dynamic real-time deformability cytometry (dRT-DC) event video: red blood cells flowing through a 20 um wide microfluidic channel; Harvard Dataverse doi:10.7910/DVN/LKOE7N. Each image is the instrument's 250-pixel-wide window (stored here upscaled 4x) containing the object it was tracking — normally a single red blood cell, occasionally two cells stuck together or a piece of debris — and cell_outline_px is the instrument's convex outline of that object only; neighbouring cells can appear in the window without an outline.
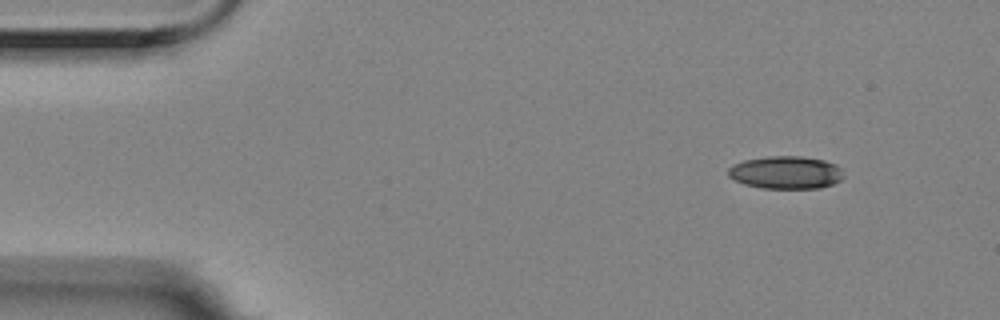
{"species": "Egyptian fruit bat (a non-hibernating species)", "species_latin": "Rousettus aegyptiacus", "temperature_condition": "room temperature", "stored_images_in_passage": 5, "camera_frame_rate_fps": 3000, "um_per_image_px": 0.085, "animal": {"sex": "female"}, "frame": {"image": 1, "passage_image": 1, "time_ms": 0.0, "image_size_px": [1000, 320], "cell_outline_px": [[844, 176], [840, 180], [832, 184], [820, 188], [760, 188], [744, 184], [728, 176], [728, 168], [732, 164], [744, 160], [768, 156], [800, 156], [824, 160], [836, 164], [840, 168]], "centroid_in_image_um": [66.79, 14.66], "position_along_channel_um": 18.2, "area_um2": 22.08}}
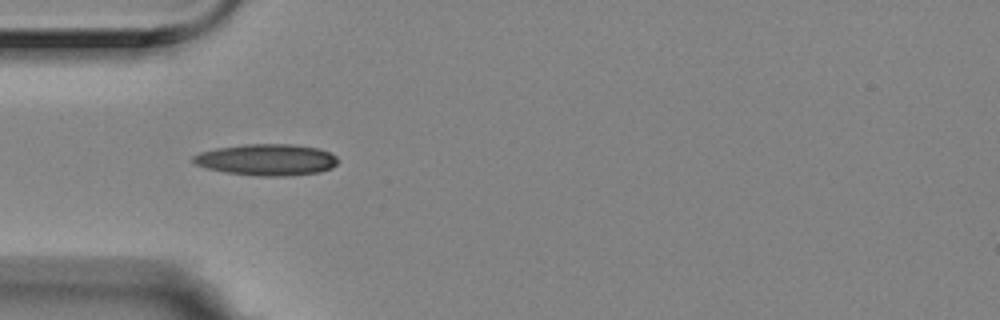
{"frame": {"image": 2, "passage_image": 4, "time_ms": 1.0, "image_size_px": [1000, 320], "cell_outline_px": [[340, 160], [332, 168], [320, 172], [284, 176], [260, 176], [228, 172], [208, 168], [196, 164], [192, 160], [192, 156], [200, 152], [216, 148], [244, 144], [292, 144], [320, 148], [336, 156]], "centroid_in_image_um": [22.71, 13.57], "position_along_channel_um": 62.3, "area_um2": 26.47}}
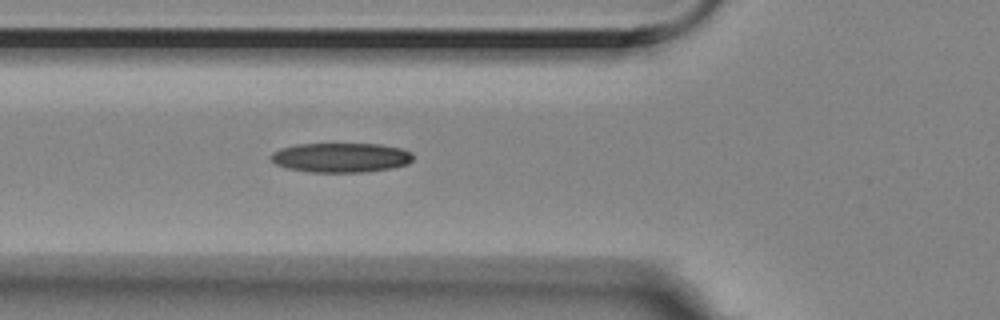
{"frame": {"image": 3, "passage_image": 5, "time_ms": 1.333, "image_size_px": [1000, 320], "cell_outline_px": [[412, 160], [408, 164], [392, 168], [364, 172], [308, 172], [288, 168], [276, 164], [268, 156], [272, 152], [280, 148], [296, 144], [380, 144], [400, 148], [412, 152]], "centroid_in_image_um": [28.96, 13.39], "position_along_channel_um": 96.8, "area_um2": 24.57}}